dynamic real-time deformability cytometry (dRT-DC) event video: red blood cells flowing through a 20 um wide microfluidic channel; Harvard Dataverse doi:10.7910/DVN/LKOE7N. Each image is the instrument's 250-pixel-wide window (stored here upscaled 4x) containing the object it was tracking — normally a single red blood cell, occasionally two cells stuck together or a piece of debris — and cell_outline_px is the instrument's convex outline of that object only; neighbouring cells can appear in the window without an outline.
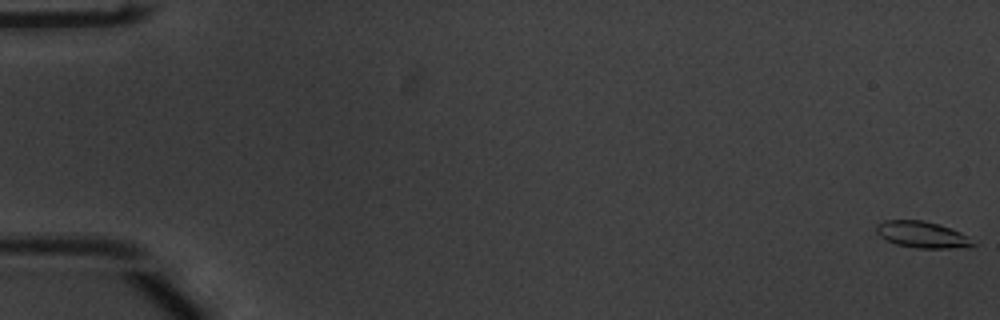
{"species": "common noctule bat (a hibernating species)", "species_latin": "Nyctalus noctula", "temperature_condition": "warm", "stored_images_in_passage": 54, "camera_frame_rate_fps": 3000, "um_per_image_px": 0.085, "animal": {"sex": "male", "body_mass_g": 20.1, "forearm_length_mm": 53.5}, "frame": {"image": 1, "passage_image": 1, "time_ms": 0.0, "image_size_px": [1000, 320], "cell_outline_px": [[976, 244], [968, 248], [916, 248], [896, 244], [880, 236], [876, 232], [876, 224], [884, 220], [924, 220], [940, 224], [960, 232], [968, 236]], "centroid_in_image_um": [78.41, 19.94], "position_along_channel_um": 6.6, "area_um2": 15.03}}
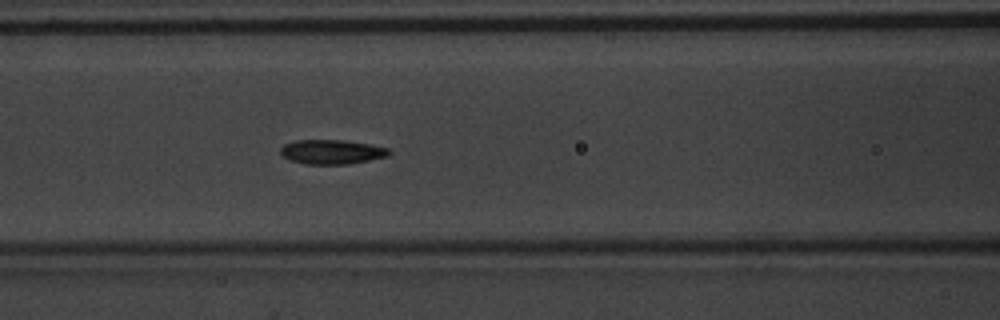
{"frame": {"image": 2, "passage_image": 24, "time_ms": 7.667, "image_size_px": [1000, 320], "cell_outline_px": [[392, 152], [388, 156], [348, 164], [304, 164], [292, 160], [284, 156], [280, 152], [280, 148], [284, 144], [296, 140], [344, 140], [368, 144], [388, 148]], "centroid_in_image_um": [28.2, 12.9], "position_along_channel_um": 138.4, "area_um2": 15.32}}
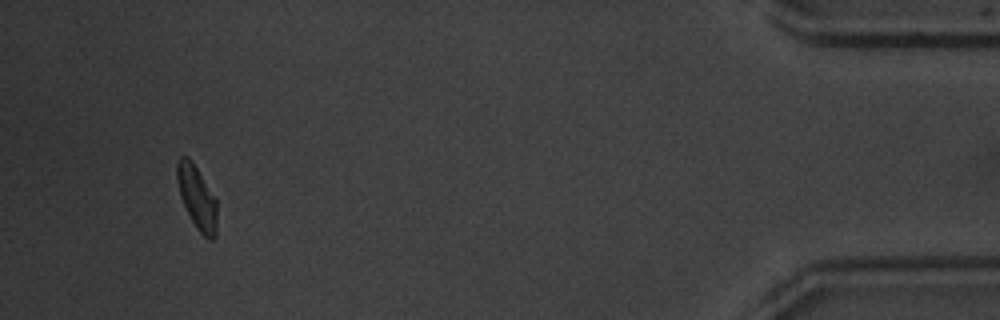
{"frame": {"image": 3, "passage_image": 51, "time_ms": 16.667, "image_size_px": [1000, 320], "cell_outline_px": [[216, 240], [208, 240], [200, 232], [192, 220], [180, 196], [176, 176], [176, 164], [180, 156], [188, 156], [196, 168], [216, 200]], "centroid_in_image_um": [16.73, 16.8], "position_along_channel_um": 418.5, "area_um2": 14.39}, "authors_computed_cell_mechanics": {"area_um2": 15.1725, "velocity_mm_per_s": 3.8577, "shape_relaxation_time_tau1_ms": 1.8833, "shape_relaxation_time_tau2_ms": 2.5293, "deformation_change_tau1": 0.1258, "deformation_change_tau2": 0.0717}}